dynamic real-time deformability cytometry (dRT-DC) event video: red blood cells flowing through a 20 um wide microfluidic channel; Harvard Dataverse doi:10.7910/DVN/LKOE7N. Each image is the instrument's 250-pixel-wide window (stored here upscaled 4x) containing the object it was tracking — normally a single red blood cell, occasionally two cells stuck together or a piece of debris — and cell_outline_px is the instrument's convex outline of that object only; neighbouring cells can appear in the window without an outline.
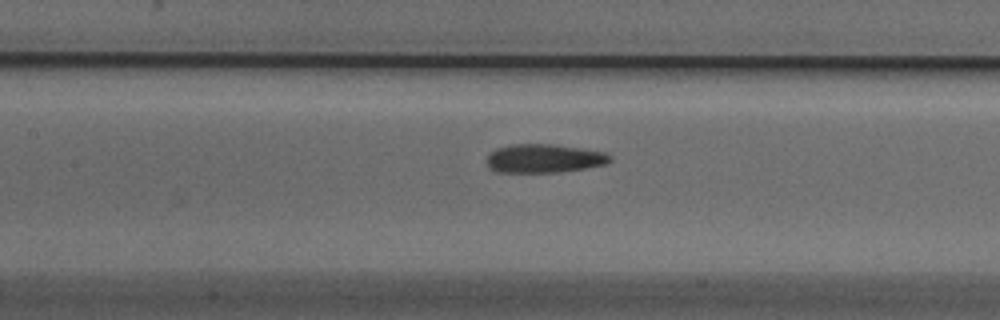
{"species": "Egyptian fruit bat (a non-hibernating species)", "species_latin": "Rousettus aegyptiacus", "temperature_condition": "cold", "stored_images_in_passage": 23, "camera_frame_rate_fps": 3000, "um_per_image_px": 0.085, "animal": {"sex": "male"}, "frame": {"image": 1, "passage_image": 14, "time_ms": 4.333, "image_size_px": [1000, 320], "cell_outline_px": [[612, 160], [608, 164], [560, 172], [496, 172], [488, 168], [488, 156], [496, 148], [512, 144], [556, 144], [604, 152], [612, 156]], "centroid_in_image_um": [46.27, 13.47], "position_along_channel_um": 161.1, "area_um2": 20.63}}
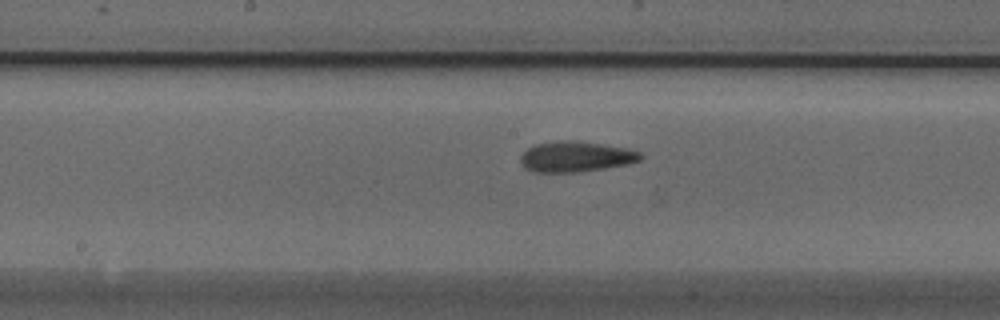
{"frame": {"image": 2, "passage_image": 17, "time_ms": 5.333, "image_size_px": [1000, 320], "cell_outline_px": [[644, 156], [640, 160], [628, 164], [604, 168], [576, 172], [532, 172], [524, 168], [520, 160], [520, 156], [528, 148], [536, 144], [564, 140], [568, 140], [600, 144], [628, 148], [640, 152]], "centroid_in_image_um": [48.94, 13.32], "position_along_channel_um": 199.3, "area_um2": 21.21}}
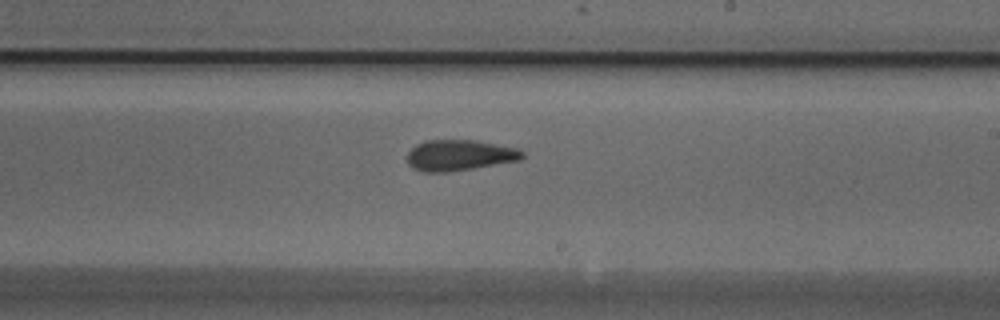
{"frame": {"image": 3, "passage_image": 21, "time_ms": 6.667, "image_size_px": [1000, 320], "cell_outline_px": [[524, 156], [520, 160], [448, 172], [424, 172], [412, 168], [408, 164], [408, 152], [416, 144], [424, 140], [476, 140], [516, 148], [524, 152]], "centroid_in_image_um": [39.03, 13.19], "position_along_channel_um": 250.0, "area_um2": 20.63}}